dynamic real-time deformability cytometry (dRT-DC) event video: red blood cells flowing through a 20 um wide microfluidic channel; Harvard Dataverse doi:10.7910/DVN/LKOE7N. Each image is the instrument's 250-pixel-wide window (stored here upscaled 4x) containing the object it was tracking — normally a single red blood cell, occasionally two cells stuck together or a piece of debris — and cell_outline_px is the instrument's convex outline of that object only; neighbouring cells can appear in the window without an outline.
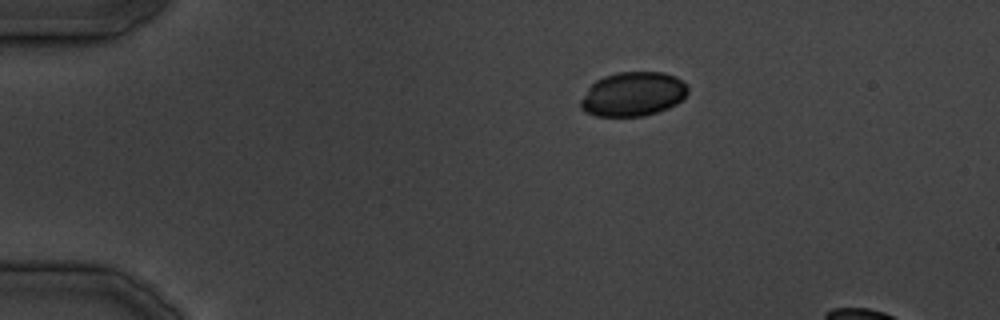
{"species": "common noctule bat (a hibernating species)", "species_latin": "Nyctalus noctula", "temperature_condition": "cold", "stored_images_in_passage": 6, "camera_frame_rate_fps": 3000, "um_per_image_px": 0.085, "animal": {"sex": "male", "body_mass_g": 19.5, "forearm_length_mm": 54.6}, "frame": {"image": 1, "passage_image": 1, "time_ms": 0.0, "image_size_px": [1000, 320], "cell_outline_px": [[688, 92], [676, 104], [668, 108], [644, 116], [596, 116], [584, 112], [580, 108], [580, 100], [588, 88], [596, 80], [604, 76], [620, 72], [664, 72], [676, 76], [688, 84]], "centroid_in_image_um": [53.8, 8.0], "position_along_channel_um": 31.2, "area_um2": 27.74}}